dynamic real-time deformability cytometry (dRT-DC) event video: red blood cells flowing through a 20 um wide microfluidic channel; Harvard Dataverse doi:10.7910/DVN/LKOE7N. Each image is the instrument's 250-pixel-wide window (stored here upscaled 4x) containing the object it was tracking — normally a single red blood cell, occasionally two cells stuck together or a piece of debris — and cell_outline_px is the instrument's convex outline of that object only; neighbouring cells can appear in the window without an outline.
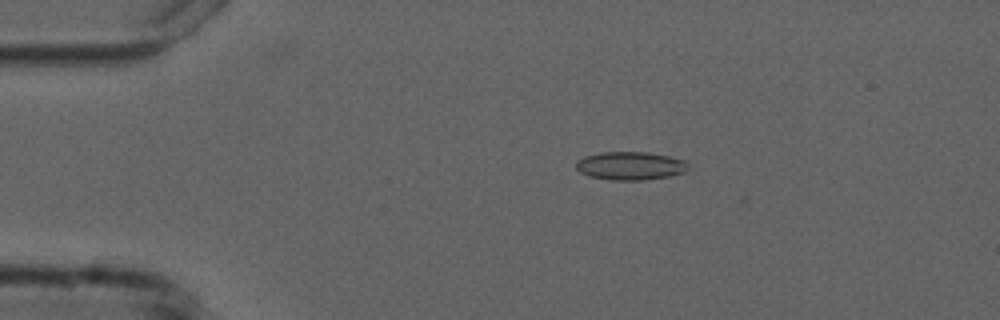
{"species": "common noctule bat (a hibernating species)", "species_latin": "Nyctalus noctula", "temperature_condition": "cold", "stored_images_in_passage": 47, "camera_frame_rate_fps": 3000, "um_per_image_px": 0.085, "animal": {"sex": "male", "forearm_length_mm": 52.5}, "frame": {"image": 1, "passage_image": 2, "time_ms": 0.333, "image_size_px": [1000, 320], "cell_outline_px": [[688, 168], [684, 172], [668, 176], [644, 180], [612, 180], [588, 176], [580, 172], [576, 168], [576, 160], [584, 156], [600, 152], [648, 152], [668, 156], [684, 160], [688, 164]], "centroid_in_image_um": [53.54, 14.09], "position_along_channel_um": 31.5, "area_um2": 18.5}}
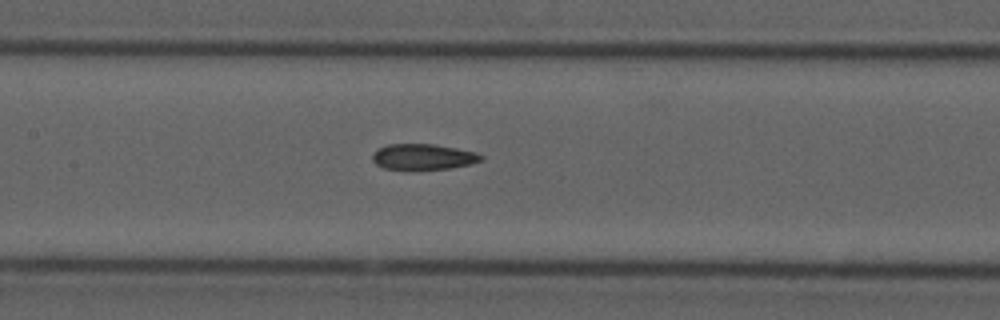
{"frame": {"image": 2, "passage_image": 17, "time_ms": 5.333, "image_size_px": [1000, 320], "cell_outline_px": [[484, 160], [468, 164], [448, 168], [408, 172], [384, 168], [376, 164], [372, 160], [372, 156], [380, 148], [388, 144], [432, 144], [456, 148], [476, 152], [484, 156]], "centroid_in_image_um": [35.96, 13.36], "position_along_channel_um": 171.4, "area_um2": 16.7}}
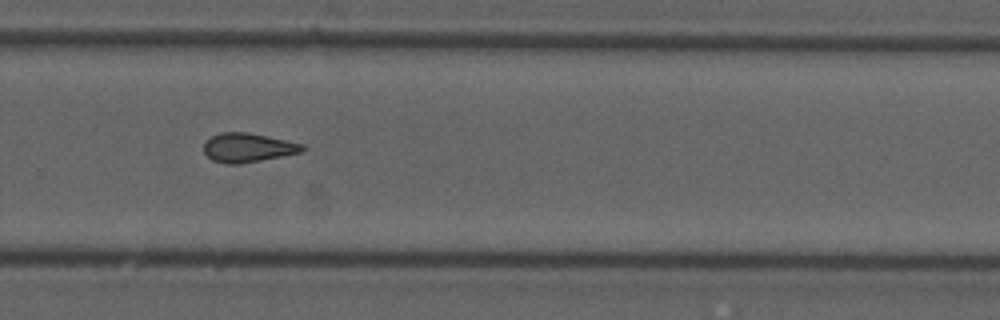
{"frame": {"image": 3, "passage_image": 28, "time_ms": 9.0, "image_size_px": [1000, 320], "cell_outline_px": [[304, 148], [300, 152], [240, 164], [228, 164], [212, 160], [204, 152], [204, 144], [212, 136], [220, 132], [248, 132], [304, 144]], "centroid_in_image_um": [21.04, 12.54], "position_along_channel_um": 308.8, "area_um2": 16.42}, "authors_computed_cell_mechanics": {"area_um2": 16.8198, "velocity_mm_per_s": 3.7602, "shape_relaxation_time_tau1_ms": null, "shape_relaxation_time_tau2_ms": 3.7053, "deformation_change_tau1": null, "deformation_change_tau2": 0.1162}}